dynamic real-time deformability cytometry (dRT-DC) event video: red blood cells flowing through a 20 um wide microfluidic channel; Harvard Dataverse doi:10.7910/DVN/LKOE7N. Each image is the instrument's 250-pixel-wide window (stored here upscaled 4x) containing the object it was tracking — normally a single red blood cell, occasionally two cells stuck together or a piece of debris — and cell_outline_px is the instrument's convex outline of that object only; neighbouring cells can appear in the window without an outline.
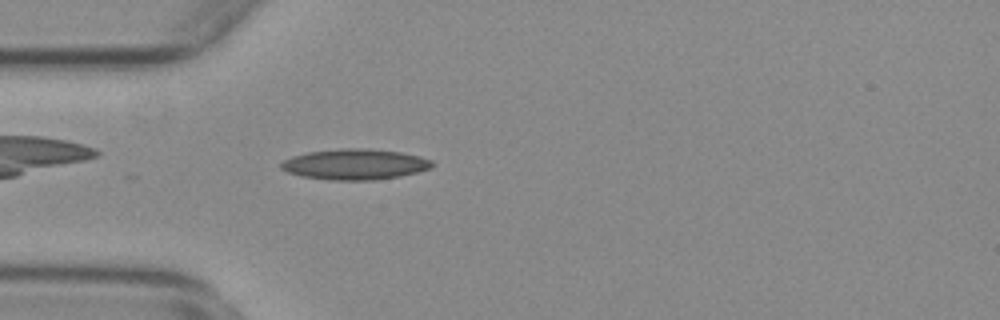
{"species": "common noctule bat (a hibernating species)", "species_latin": "Nyctalus noctula", "temperature_condition": "warm", "stored_images_in_passage": 9, "camera_frame_rate_fps": 3000, "um_per_image_px": 0.085, "animal": {"sex": "female", "body_mass_g": 29.2, "forearm_length_mm": 56.3}, "frame": {"image": 1, "passage_image": 4, "time_ms": 1.0, "image_size_px": [1000, 320], "cell_outline_px": [[432, 168], [400, 176], [376, 180], [328, 180], [300, 176], [288, 172], [280, 168], [280, 164], [284, 160], [292, 156], [308, 152], [340, 148], [356, 148], [400, 152], [420, 156], [432, 160]], "centroid_in_image_um": [30.14, 13.97], "position_along_channel_um": 54.9, "area_um2": 26.93}}